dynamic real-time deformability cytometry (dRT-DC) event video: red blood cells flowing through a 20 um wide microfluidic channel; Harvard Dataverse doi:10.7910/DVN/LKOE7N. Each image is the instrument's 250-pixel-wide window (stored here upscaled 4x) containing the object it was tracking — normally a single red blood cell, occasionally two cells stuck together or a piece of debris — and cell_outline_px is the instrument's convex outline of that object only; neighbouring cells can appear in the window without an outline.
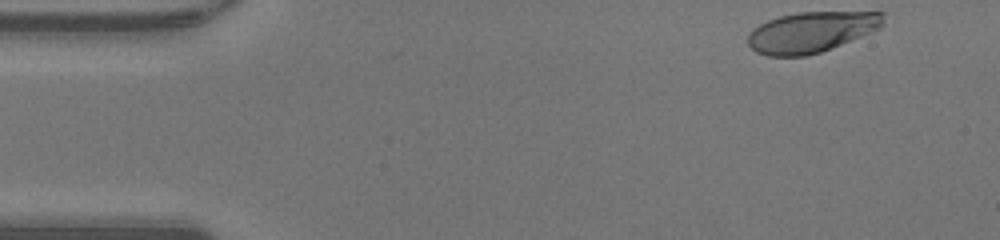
{"species": "human", "species_latin": "Homo sapiens", "temperature_condition": "warm", "stored_images_in_passage": 45, "camera_frame_rate_fps": 3000, "um_per_image_px": 0.085, "donor": {"sex": "male"}, "frame": {"image": 1, "passage_image": 1, "time_ms": 0.0, "image_size_px": [1000, 240], "cell_outline_px": [[884, 24], [880, 28], [820, 52], [804, 56], [768, 56], [756, 52], [748, 44], [748, 32], [752, 28], [768, 20], [780, 16], [800, 12], [884, 12]], "centroid_in_image_um": [68.93, 2.72], "position_along_channel_um": 16.1, "area_um2": 31.85}}
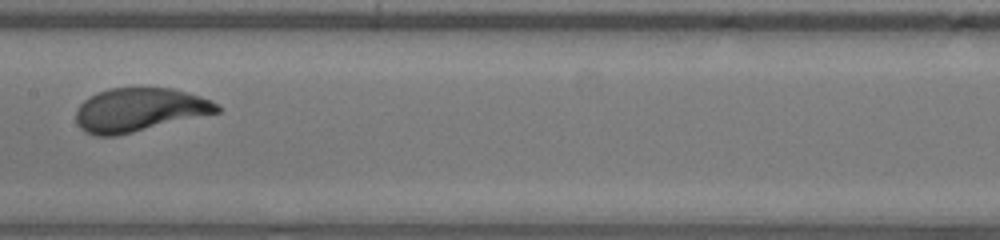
{"frame": {"image": 2, "passage_image": 21, "time_ms": 6.667, "image_size_px": [1000, 240], "cell_outline_px": [[220, 112], [116, 136], [96, 136], [84, 132], [80, 128], [76, 120], [76, 108], [84, 100], [108, 88], [172, 88], [212, 100], [220, 108]], "centroid_in_image_um": [11.82, 9.35], "position_along_channel_um": 195.6, "area_um2": 35.6}}
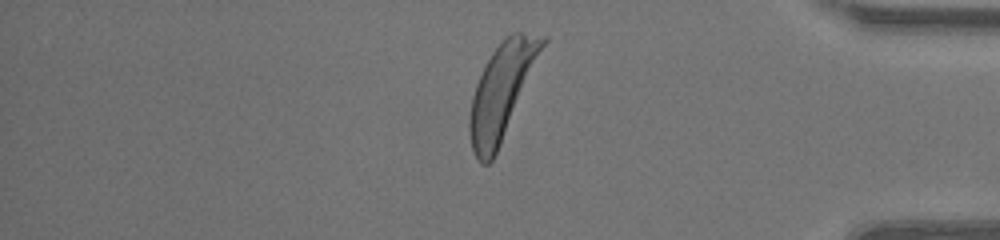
{"frame": {"image": 3, "passage_image": 37, "time_ms": 12.0, "image_size_px": [1000, 240], "cell_outline_px": [[548, 40], [500, 144], [492, 160], [488, 164], [480, 164], [472, 148], [468, 128], [468, 120], [472, 96], [476, 84], [492, 52], [512, 32], [520, 32], [548, 36]], "centroid_in_image_um": [42.65, 7.74], "position_along_channel_um": 392.5, "area_um2": 39.48}, "authors_computed_cell_mechanics": {"area_um2": 36.414, "velocity_mm_per_s": 4.2802, "shape_relaxation_time_tau1_ms": 2.291, "shape_relaxation_time_tau2_ms": null, "deformation_change_tau1": 0.207, "deformation_change_tau2": null}}